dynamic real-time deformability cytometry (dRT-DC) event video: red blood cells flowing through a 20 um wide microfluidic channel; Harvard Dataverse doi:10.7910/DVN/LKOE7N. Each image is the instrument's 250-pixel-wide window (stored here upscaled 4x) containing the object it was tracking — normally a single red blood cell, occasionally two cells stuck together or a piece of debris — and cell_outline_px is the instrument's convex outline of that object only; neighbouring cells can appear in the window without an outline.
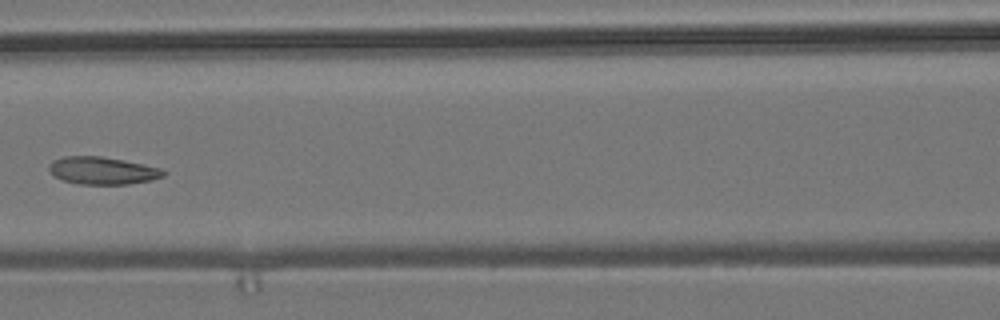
{"species": "common noctule bat (a hibernating species)", "species_latin": "Nyctalus noctula", "temperature_condition": "room temperature", "stored_images_in_passage": 7, "camera_frame_rate_fps": 3000, "um_per_image_px": 0.085, "animal": {"sex": "male", "body_mass_g": 19.2, "forearm_length_mm": 51.8}, "frame": {"image": 1, "passage_image": 6, "time_ms": 1.667, "image_size_px": [1000, 320], "cell_outline_px": [[168, 172], [164, 176], [152, 180], [128, 184], [80, 184], [64, 180], [56, 176], [48, 168], [52, 160], [64, 156], [100, 156], [144, 164], [160, 168]], "centroid_in_image_um": [8.75, 14.5], "position_along_channel_um": 157.9, "area_um2": 18.21}}
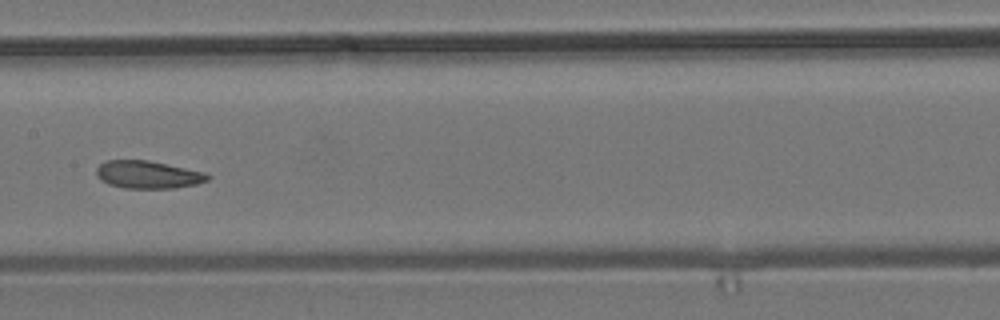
{"frame": {"image": 2, "passage_image": 7, "time_ms": 2.0, "image_size_px": [1000, 320], "cell_outline_px": [[212, 176], [208, 180], [196, 184], [176, 188], [124, 188], [108, 184], [100, 180], [96, 176], [96, 168], [104, 160], [148, 160], [204, 172]], "centroid_in_image_um": [12.54, 14.84], "position_along_channel_um": 194.9, "area_um2": 18.03}}